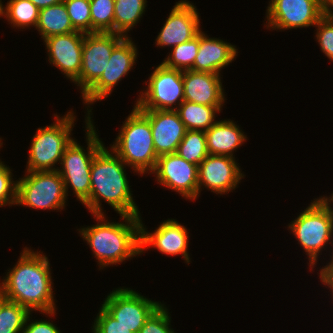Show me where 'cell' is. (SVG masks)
Here are the masks:
<instances>
[{
  "instance_id": "cell-35",
  "label": "cell",
  "mask_w": 333,
  "mask_h": 333,
  "mask_svg": "<svg viewBox=\"0 0 333 333\" xmlns=\"http://www.w3.org/2000/svg\"><path fill=\"white\" fill-rule=\"evenodd\" d=\"M93 333H133L112 318L102 307L94 320Z\"/></svg>"
},
{
  "instance_id": "cell-20",
  "label": "cell",
  "mask_w": 333,
  "mask_h": 333,
  "mask_svg": "<svg viewBox=\"0 0 333 333\" xmlns=\"http://www.w3.org/2000/svg\"><path fill=\"white\" fill-rule=\"evenodd\" d=\"M184 100L206 106L223 107L224 89L219 74L182 71Z\"/></svg>"
},
{
  "instance_id": "cell-14",
  "label": "cell",
  "mask_w": 333,
  "mask_h": 333,
  "mask_svg": "<svg viewBox=\"0 0 333 333\" xmlns=\"http://www.w3.org/2000/svg\"><path fill=\"white\" fill-rule=\"evenodd\" d=\"M152 174L160 185L178 192L183 198L197 199L198 165L186 161L177 153L158 156Z\"/></svg>"
},
{
  "instance_id": "cell-38",
  "label": "cell",
  "mask_w": 333,
  "mask_h": 333,
  "mask_svg": "<svg viewBox=\"0 0 333 333\" xmlns=\"http://www.w3.org/2000/svg\"><path fill=\"white\" fill-rule=\"evenodd\" d=\"M323 16L333 18V0H320Z\"/></svg>"
},
{
  "instance_id": "cell-1",
  "label": "cell",
  "mask_w": 333,
  "mask_h": 333,
  "mask_svg": "<svg viewBox=\"0 0 333 333\" xmlns=\"http://www.w3.org/2000/svg\"><path fill=\"white\" fill-rule=\"evenodd\" d=\"M0 283V295L20 304L30 313L39 311L49 317L56 313L53 282L48 258L24 248L18 262Z\"/></svg>"
},
{
  "instance_id": "cell-22",
  "label": "cell",
  "mask_w": 333,
  "mask_h": 333,
  "mask_svg": "<svg viewBox=\"0 0 333 333\" xmlns=\"http://www.w3.org/2000/svg\"><path fill=\"white\" fill-rule=\"evenodd\" d=\"M209 154L233 157L234 150L242 146L246 136L231 119L219 120L205 131Z\"/></svg>"
},
{
  "instance_id": "cell-40",
  "label": "cell",
  "mask_w": 333,
  "mask_h": 333,
  "mask_svg": "<svg viewBox=\"0 0 333 333\" xmlns=\"http://www.w3.org/2000/svg\"><path fill=\"white\" fill-rule=\"evenodd\" d=\"M323 199L325 200V201H327L328 203H331V201H332V203H333V193L331 194V197H324L323 196ZM333 210V209H332Z\"/></svg>"
},
{
  "instance_id": "cell-36",
  "label": "cell",
  "mask_w": 333,
  "mask_h": 333,
  "mask_svg": "<svg viewBox=\"0 0 333 333\" xmlns=\"http://www.w3.org/2000/svg\"><path fill=\"white\" fill-rule=\"evenodd\" d=\"M30 315L27 316L23 333H61L55 324L51 323L50 320H35L30 321ZM30 323L28 324V322Z\"/></svg>"
},
{
  "instance_id": "cell-32",
  "label": "cell",
  "mask_w": 333,
  "mask_h": 333,
  "mask_svg": "<svg viewBox=\"0 0 333 333\" xmlns=\"http://www.w3.org/2000/svg\"><path fill=\"white\" fill-rule=\"evenodd\" d=\"M12 170L0 160V206H12L17 199V180H13Z\"/></svg>"
},
{
  "instance_id": "cell-29",
  "label": "cell",
  "mask_w": 333,
  "mask_h": 333,
  "mask_svg": "<svg viewBox=\"0 0 333 333\" xmlns=\"http://www.w3.org/2000/svg\"><path fill=\"white\" fill-rule=\"evenodd\" d=\"M199 49V33L192 40L176 45L162 64L180 71L192 70Z\"/></svg>"
},
{
  "instance_id": "cell-34",
  "label": "cell",
  "mask_w": 333,
  "mask_h": 333,
  "mask_svg": "<svg viewBox=\"0 0 333 333\" xmlns=\"http://www.w3.org/2000/svg\"><path fill=\"white\" fill-rule=\"evenodd\" d=\"M315 26L321 51L333 61V18L323 16Z\"/></svg>"
},
{
  "instance_id": "cell-18",
  "label": "cell",
  "mask_w": 333,
  "mask_h": 333,
  "mask_svg": "<svg viewBox=\"0 0 333 333\" xmlns=\"http://www.w3.org/2000/svg\"><path fill=\"white\" fill-rule=\"evenodd\" d=\"M84 36L85 33L75 31L44 39L50 64L73 82L79 77L82 67Z\"/></svg>"
},
{
  "instance_id": "cell-23",
  "label": "cell",
  "mask_w": 333,
  "mask_h": 333,
  "mask_svg": "<svg viewBox=\"0 0 333 333\" xmlns=\"http://www.w3.org/2000/svg\"><path fill=\"white\" fill-rule=\"evenodd\" d=\"M36 29L44 40L50 36L75 32L64 2L39 10Z\"/></svg>"
},
{
  "instance_id": "cell-16",
  "label": "cell",
  "mask_w": 333,
  "mask_h": 333,
  "mask_svg": "<svg viewBox=\"0 0 333 333\" xmlns=\"http://www.w3.org/2000/svg\"><path fill=\"white\" fill-rule=\"evenodd\" d=\"M200 31V19L196 7L192 2L180 0L173 6L155 43L157 47L173 48L192 40Z\"/></svg>"
},
{
  "instance_id": "cell-13",
  "label": "cell",
  "mask_w": 333,
  "mask_h": 333,
  "mask_svg": "<svg viewBox=\"0 0 333 333\" xmlns=\"http://www.w3.org/2000/svg\"><path fill=\"white\" fill-rule=\"evenodd\" d=\"M266 27L288 30L315 26L323 17L320 0H271Z\"/></svg>"
},
{
  "instance_id": "cell-24",
  "label": "cell",
  "mask_w": 333,
  "mask_h": 333,
  "mask_svg": "<svg viewBox=\"0 0 333 333\" xmlns=\"http://www.w3.org/2000/svg\"><path fill=\"white\" fill-rule=\"evenodd\" d=\"M221 109L222 107L206 106L184 100L175 111L187 130L205 132L216 122L215 115L221 112Z\"/></svg>"
},
{
  "instance_id": "cell-31",
  "label": "cell",
  "mask_w": 333,
  "mask_h": 333,
  "mask_svg": "<svg viewBox=\"0 0 333 333\" xmlns=\"http://www.w3.org/2000/svg\"><path fill=\"white\" fill-rule=\"evenodd\" d=\"M71 24L76 31L91 33L90 0H63Z\"/></svg>"
},
{
  "instance_id": "cell-3",
  "label": "cell",
  "mask_w": 333,
  "mask_h": 333,
  "mask_svg": "<svg viewBox=\"0 0 333 333\" xmlns=\"http://www.w3.org/2000/svg\"><path fill=\"white\" fill-rule=\"evenodd\" d=\"M95 218L96 225L81 228L79 233L90 246L100 269L141 254L140 216L121 215L123 223L109 222L104 215H95Z\"/></svg>"
},
{
  "instance_id": "cell-15",
  "label": "cell",
  "mask_w": 333,
  "mask_h": 333,
  "mask_svg": "<svg viewBox=\"0 0 333 333\" xmlns=\"http://www.w3.org/2000/svg\"><path fill=\"white\" fill-rule=\"evenodd\" d=\"M242 178L235 157L209 154L198 165V197L202 186L220 195L232 192Z\"/></svg>"
},
{
  "instance_id": "cell-12",
  "label": "cell",
  "mask_w": 333,
  "mask_h": 333,
  "mask_svg": "<svg viewBox=\"0 0 333 333\" xmlns=\"http://www.w3.org/2000/svg\"><path fill=\"white\" fill-rule=\"evenodd\" d=\"M137 48L131 37H125L112 51L101 77L82 95L83 103L92 105L108 97L123 76H126L137 61Z\"/></svg>"
},
{
  "instance_id": "cell-6",
  "label": "cell",
  "mask_w": 333,
  "mask_h": 333,
  "mask_svg": "<svg viewBox=\"0 0 333 333\" xmlns=\"http://www.w3.org/2000/svg\"><path fill=\"white\" fill-rule=\"evenodd\" d=\"M331 206L332 204L325 201L322 196L315 198L288 226L308 255L312 270L324 246L329 244L328 242L333 245V207Z\"/></svg>"
},
{
  "instance_id": "cell-42",
  "label": "cell",
  "mask_w": 333,
  "mask_h": 333,
  "mask_svg": "<svg viewBox=\"0 0 333 333\" xmlns=\"http://www.w3.org/2000/svg\"><path fill=\"white\" fill-rule=\"evenodd\" d=\"M1 139H2V138H0V147L2 146V143H3V142H1V141H2Z\"/></svg>"
},
{
  "instance_id": "cell-10",
  "label": "cell",
  "mask_w": 333,
  "mask_h": 333,
  "mask_svg": "<svg viewBox=\"0 0 333 333\" xmlns=\"http://www.w3.org/2000/svg\"><path fill=\"white\" fill-rule=\"evenodd\" d=\"M162 303L150 300L133 289L118 288L105 298L102 308L118 323L139 333L141 327Z\"/></svg>"
},
{
  "instance_id": "cell-41",
  "label": "cell",
  "mask_w": 333,
  "mask_h": 333,
  "mask_svg": "<svg viewBox=\"0 0 333 333\" xmlns=\"http://www.w3.org/2000/svg\"><path fill=\"white\" fill-rule=\"evenodd\" d=\"M2 0H0V16L2 17V12H3V4L1 2Z\"/></svg>"
},
{
  "instance_id": "cell-30",
  "label": "cell",
  "mask_w": 333,
  "mask_h": 333,
  "mask_svg": "<svg viewBox=\"0 0 333 333\" xmlns=\"http://www.w3.org/2000/svg\"><path fill=\"white\" fill-rule=\"evenodd\" d=\"M91 33L114 32L115 0H90Z\"/></svg>"
},
{
  "instance_id": "cell-7",
  "label": "cell",
  "mask_w": 333,
  "mask_h": 333,
  "mask_svg": "<svg viewBox=\"0 0 333 333\" xmlns=\"http://www.w3.org/2000/svg\"><path fill=\"white\" fill-rule=\"evenodd\" d=\"M55 123L38 128L31 140L29 158L26 171H55V164L61 158L66 147L72 142L71 131L75 117L73 111H69L60 117L54 114Z\"/></svg>"
},
{
  "instance_id": "cell-17",
  "label": "cell",
  "mask_w": 333,
  "mask_h": 333,
  "mask_svg": "<svg viewBox=\"0 0 333 333\" xmlns=\"http://www.w3.org/2000/svg\"><path fill=\"white\" fill-rule=\"evenodd\" d=\"M188 238L187 228L175 219L162 222L152 233L147 231L142 220L140 221V253L152 246L165 255L181 254L183 260L189 264L191 259L187 251Z\"/></svg>"
},
{
  "instance_id": "cell-8",
  "label": "cell",
  "mask_w": 333,
  "mask_h": 333,
  "mask_svg": "<svg viewBox=\"0 0 333 333\" xmlns=\"http://www.w3.org/2000/svg\"><path fill=\"white\" fill-rule=\"evenodd\" d=\"M26 174L17 181L15 205L42 210L65 208L67 196L64 182L57 170L26 171Z\"/></svg>"
},
{
  "instance_id": "cell-4",
  "label": "cell",
  "mask_w": 333,
  "mask_h": 333,
  "mask_svg": "<svg viewBox=\"0 0 333 333\" xmlns=\"http://www.w3.org/2000/svg\"><path fill=\"white\" fill-rule=\"evenodd\" d=\"M114 142L110 149L139 175L154 171L158 156L150 122L135 106Z\"/></svg>"
},
{
  "instance_id": "cell-5",
  "label": "cell",
  "mask_w": 333,
  "mask_h": 333,
  "mask_svg": "<svg viewBox=\"0 0 333 333\" xmlns=\"http://www.w3.org/2000/svg\"><path fill=\"white\" fill-rule=\"evenodd\" d=\"M91 110L87 108V116L85 117L87 150L83 146L81 147L74 138L63 153L60 162L61 167H59L61 169H57L64 182L66 196H68V188L71 186L73 193L82 204L90 197L92 161L95 155L104 147L91 120Z\"/></svg>"
},
{
  "instance_id": "cell-11",
  "label": "cell",
  "mask_w": 333,
  "mask_h": 333,
  "mask_svg": "<svg viewBox=\"0 0 333 333\" xmlns=\"http://www.w3.org/2000/svg\"><path fill=\"white\" fill-rule=\"evenodd\" d=\"M125 38L114 32L85 34L82 50V67L74 81L83 95L102 75L113 49Z\"/></svg>"
},
{
  "instance_id": "cell-2",
  "label": "cell",
  "mask_w": 333,
  "mask_h": 333,
  "mask_svg": "<svg viewBox=\"0 0 333 333\" xmlns=\"http://www.w3.org/2000/svg\"><path fill=\"white\" fill-rule=\"evenodd\" d=\"M125 165L112 149L108 151L105 146L95 155L90 174V197L83 204L93 216L104 215L100 200L106 201L120 216H140Z\"/></svg>"
},
{
  "instance_id": "cell-19",
  "label": "cell",
  "mask_w": 333,
  "mask_h": 333,
  "mask_svg": "<svg viewBox=\"0 0 333 333\" xmlns=\"http://www.w3.org/2000/svg\"><path fill=\"white\" fill-rule=\"evenodd\" d=\"M150 122L157 156L176 153L187 129L175 110H139Z\"/></svg>"
},
{
  "instance_id": "cell-39",
  "label": "cell",
  "mask_w": 333,
  "mask_h": 333,
  "mask_svg": "<svg viewBox=\"0 0 333 333\" xmlns=\"http://www.w3.org/2000/svg\"><path fill=\"white\" fill-rule=\"evenodd\" d=\"M39 10L45 7L59 4L63 0H30Z\"/></svg>"
},
{
  "instance_id": "cell-26",
  "label": "cell",
  "mask_w": 333,
  "mask_h": 333,
  "mask_svg": "<svg viewBox=\"0 0 333 333\" xmlns=\"http://www.w3.org/2000/svg\"><path fill=\"white\" fill-rule=\"evenodd\" d=\"M2 16L16 28L36 27L39 9L30 0H9L3 7Z\"/></svg>"
},
{
  "instance_id": "cell-28",
  "label": "cell",
  "mask_w": 333,
  "mask_h": 333,
  "mask_svg": "<svg viewBox=\"0 0 333 333\" xmlns=\"http://www.w3.org/2000/svg\"><path fill=\"white\" fill-rule=\"evenodd\" d=\"M29 314L25 307L0 295V333H23Z\"/></svg>"
},
{
  "instance_id": "cell-33",
  "label": "cell",
  "mask_w": 333,
  "mask_h": 333,
  "mask_svg": "<svg viewBox=\"0 0 333 333\" xmlns=\"http://www.w3.org/2000/svg\"><path fill=\"white\" fill-rule=\"evenodd\" d=\"M162 304L145 322L139 333H175L170 328L171 317L167 307Z\"/></svg>"
},
{
  "instance_id": "cell-9",
  "label": "cell",
  "mask_w": 333,
  "mask_h": 333,
  "mask_svg": "<svg viewBox=\"0 0 333 333\" xmlns=\"http://www.w3.org/2000/svg\"><path fill=\"white\" fill-rule=\"evenodd\" d=\"M145 92L135 103L138 110H176L184 101L182 71L158 65L151 73ZM178 103V104H177ZM176 106L175 108L173 106Z\"/></svg>"
},
{
  "instance_id": "cell-25",
  "label": "cell",
  "mask_w": 333,
  "mask_h": 333,
  "mask_svg": "<svg viewBox=\"0 0 333 333\" xmlns=\"http://www.w3.org/2000/svg\"><path fill=\"white\" fill-rule=\"evenodd\" d=\"M147 0H115L114 33L128 37L145 12Z\"/></svg>"
},
{
  "instance_id": "cell-37",
  "label": "cell",
  "mask_w": 333,
  "mask_h": 333,
  "mask_svg": "<svg viewBox=\"0 0 333 333\" xmlns=\"http://www.w3.org/2000/svg\"><path fill=\"white\" fill-rule=\"evenodd\" d=\"M330 261V263L320 269L319 278L325 286L327 285L328 288H330L331 293H333V251Z\"/></svg>"
},
{
  "instance_id": "cell-27",
  "label": "cell",
  "mask_w": 333,
  "mask_h": 333,
  "mask_svg": "<svg viewBox=\"0 0 333 333\" xmlns=\"http://www.w3.org/2000/svg\"><path fill=\"white\" fill-rule=\"evenodd\" d=\"M176 153L186 161L199 165L209 155L205 132L187 130Z\"/></svg>"
},
{
  "instance_id": "cell-21",
  "label": "cell",
  "mask_w": 333,
  "mask_h": 333,
  "mask_svg": "<svg viewBox=\"0 0 333 333\" xmlns=\"http://www.w3.org/2000/svg\"><path fill=\"white\" fill-rule=\"evenodd\" d=\"M236 47L221 39L209 38L202 31L199 32V49L195 57L193 71L221 74L222 68L236 59Z\"/></svg>"
}]
</instances>
